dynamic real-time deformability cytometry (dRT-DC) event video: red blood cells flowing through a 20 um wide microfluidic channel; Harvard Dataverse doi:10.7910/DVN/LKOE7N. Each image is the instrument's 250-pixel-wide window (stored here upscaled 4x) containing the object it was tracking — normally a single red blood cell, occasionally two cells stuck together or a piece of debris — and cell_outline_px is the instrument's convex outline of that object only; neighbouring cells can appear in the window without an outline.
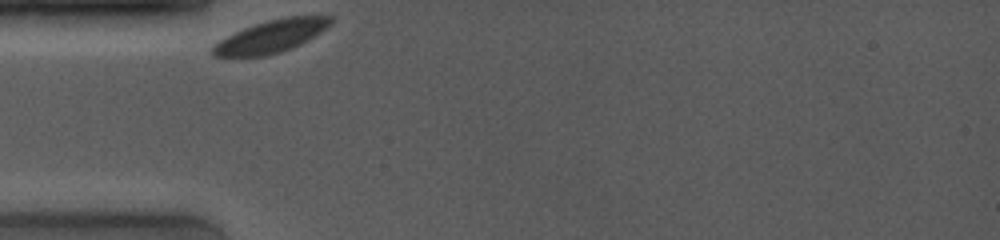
{"species": "common noctule bat (a hibernating species)", "species_latin": "Nyctalus noctula", "temperature_condition": "room temperature", "stored_images_in_passage": 30, "camera_frame_rate_fps": 4000, "um_per_image_px": 0.085, "animal": {"sex": "female", "body_mass_g": 19.0, "forearm_length_mm": 53.3}, "frame": {"image": 1, "passage_image": 1, "time_ms": 0.0, "image_size_px": [1000, 240], "cell_outline_px": [[332, 20], [328, 28], [300, 44], [280, 52], [264, 56], [212, 56], [212, 48], [220, 40], [244, 28], [268, 20], [284, 16], [332, 16]], "centroid_in_image_um": [23.08, 3.08], "position_along_channel_um": 61.9, "area_um2": 21.96}}
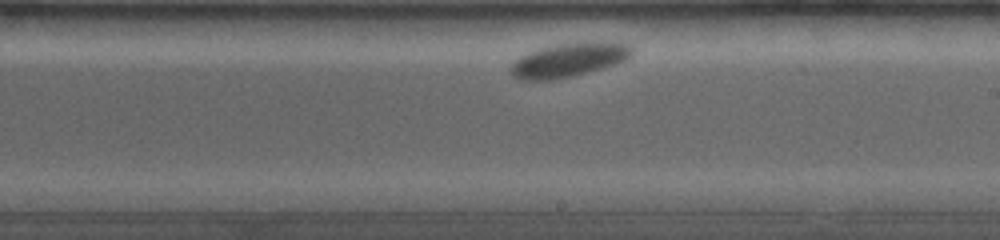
{"frame": {"image": 2, "passage_image": 16, "time_ms": 5.25, "image_size_px": [1000, 240], "cell_outline_px": [[636, 48], [632, 56], [616, 64], [588, 72], [572, 76], [552, 80], [520, 80], [512, 76], [508, 68], [520, 56], [528, 52], [540, 48], [556, 44], [600, 40], [628, 44]], "centroid_in_image_um": [48.38, 5.08], "position_along_channel_um": 240.6, "area_um2": 24.45}}
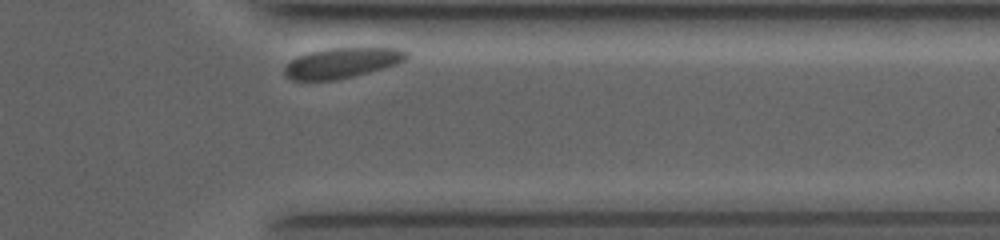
{"frame": {"image": 3, "passage_image": 28, "time_ms": 9.25, "image_size_px": [1000, 240], "cell_outline_px": [[408, 56], [404, 60], [396, 64], [368, 72], [336, 80], [292, 80], [284, 76], [284, 68], [296, 56], [308, 52], [328, 48], [400, 48], [408, 52]], "centroid_in_image_um": [29.03, 5.34], "position_along_channel_um": 382.4, "area_um2": 21.39}}